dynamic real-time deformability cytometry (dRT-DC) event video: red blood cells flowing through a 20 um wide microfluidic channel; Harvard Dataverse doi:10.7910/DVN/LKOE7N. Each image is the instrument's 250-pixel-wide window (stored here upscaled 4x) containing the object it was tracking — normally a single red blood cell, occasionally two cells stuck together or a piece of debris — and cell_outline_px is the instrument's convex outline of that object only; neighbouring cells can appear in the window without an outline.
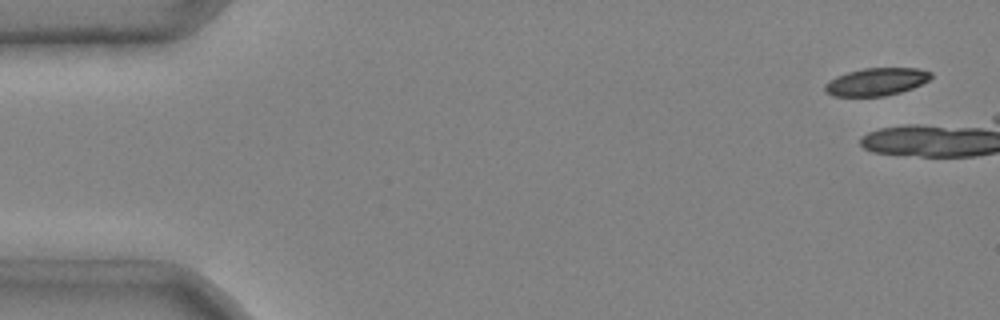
{"species": "common noctule bat (a hibernating species)", "species_latin": "Nyctalus noctula", "temperature_condition": "cold", "stored_images_in_passage": 6, "camera_frame_rate_fps": 3000, "um_per_image_px": 0.085, "animal": {"sex": "male", "body_mass_g": 20.4}, "frame": {"image": 1, "passage_image": 1, "time_ms": 0.0, "image_size_px": [1000, 320], "cell_outline_px": [[932, 76], [928, 80], [912, 88], [900, 92], [884, 96], [832, 96], [824, 92], [824, 84], [828, 80], [836, 76], [848, 72], [864, 68], [920, 68], [932, 72]], "centroid_in_image_um": [74.45, 6.95], "position_along_channel_um": 10.5, "area_um2": 17.17}}